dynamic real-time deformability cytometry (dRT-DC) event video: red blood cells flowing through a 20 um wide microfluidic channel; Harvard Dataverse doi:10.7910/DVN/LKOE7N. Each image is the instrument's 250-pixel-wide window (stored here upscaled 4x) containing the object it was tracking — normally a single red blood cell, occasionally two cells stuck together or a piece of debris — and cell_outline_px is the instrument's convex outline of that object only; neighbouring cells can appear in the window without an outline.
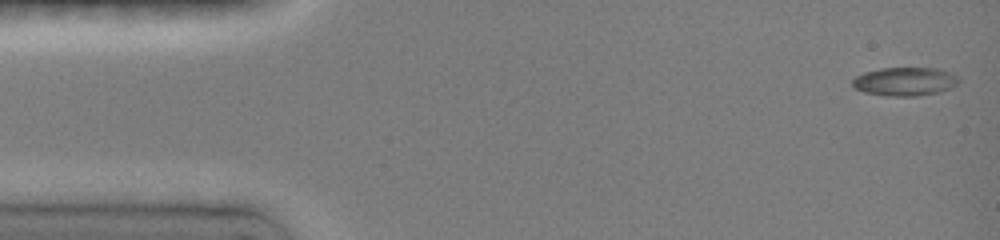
{"species": "common noctule bat (a hibernating species)", "species_latin": "Nyctalus noctula", "temperature_condition": "room temperature", "stored_images_in_passage": 28, "camera_frame_rate_fps": 3000, "um_per_image_px": 0.085, "animal": {"sex": "female", "body_mass_g": 19.0, "forearm_length_mm": 51.5}, "frame": {"image": 1, "passage_image": 1, "time_ms": 0.0, "image_size_px": [1000, 240], "cell_outline_px": [[960, 80], [956, 84], [940, 92], [916, 96], [888, 96], [864, 92], [856, 88], [852, 84], [852, 80], [856, 76], [864, 72], [880, 68], [936, 68], [948, 72], [956, 76]], "centroid_in_image_um": [76.89, 6.93], "position_along_channel_um": 8.1, "area_um2": 17.51}}
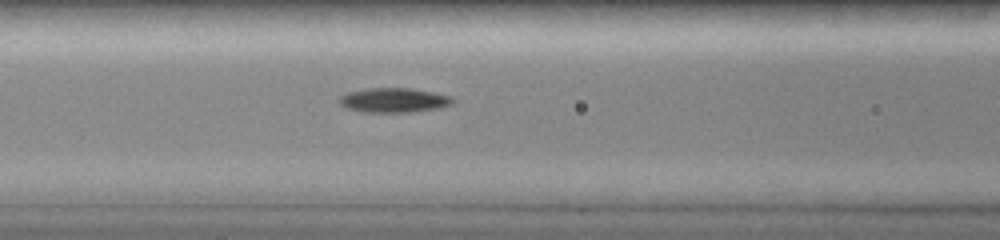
{"frame": {"image": 2, "passage_image": 17, "time_ms": 6.0, "image_size_px": [1000, 240], "cell_outline_px": [[452, 104], [440, 108], [412, 112], [360, 112], [348, 108], [340, 104], [340, 96], [348, 92], [372, 88], [408, 88], [432, 92], [448, 96], [452, 100]], "centroid_in_image_um": [33.45, 8.53], "position_along_channel_um": 133.1, "area_um2": 15.95}}
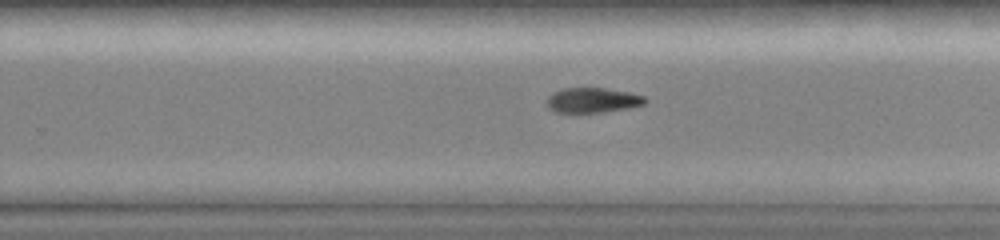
{"frame": {"image": 3, "passage_image": 27, "time_ms": 9.667, "image_size_px": [1000, 240], "cell_outline_px": [[648, 100], [644, 104], [628, 108], [604, 112], [556, 112], [548, 104], [548, 96], [552, 92], [564, 88], [604, 88], [628, 92], [644, 96]], "centroid_in_image_um": [50.41, 8.51], "position_along_channel_um": 279.4, "area_um2": 14.1}}